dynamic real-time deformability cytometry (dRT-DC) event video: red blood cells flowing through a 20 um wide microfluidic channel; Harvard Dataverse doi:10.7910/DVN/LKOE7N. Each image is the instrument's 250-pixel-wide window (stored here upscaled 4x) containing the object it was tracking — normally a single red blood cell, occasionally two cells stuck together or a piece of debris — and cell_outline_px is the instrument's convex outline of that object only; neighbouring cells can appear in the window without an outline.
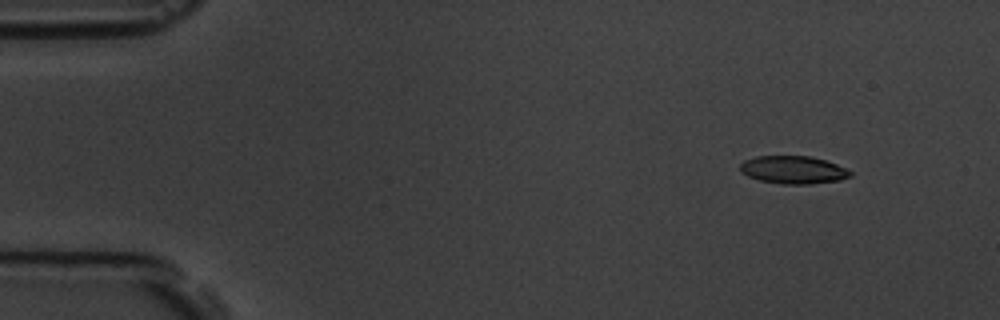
{"species": "common noctule bat (a hibernating species)", "species_latin": "Nyctalus noctula", "temperature_condition": "room temperature", "stored_images_in_passage": 4, "camera_frame_rate_fps": 3000, "um_per_image_px": 0.085, "animal": {"sex": "male", "body_mass_g": 19.5, "forearm_length_mm": 54.6}, "frame": {"image": 1, "passage_image": 1, "time_ms": 0.0, "image_size_px": [1000, 320], "cell_outline_px": [[852, 176], [840, 180], [812, 184], [780, 184], [760, 180], [748, 176], [740, 172], [740, 164], [744, 160], [756, 156], [812, 156], [836, 164], [852, 172]], "centroid_in_image_um": [67.41, 14.44], "position_along_channel_um": 17.6, "area_um2": 17.92}}
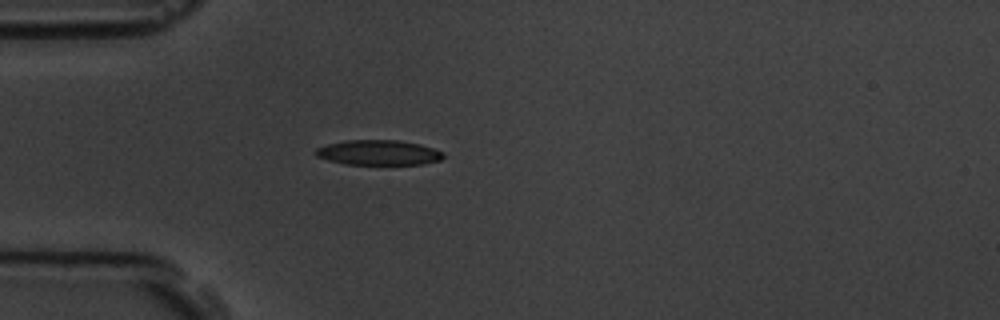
{"frame": {"image": 2, "passage_image": 4, "time_ms": 3.333, "image_size_px": [1000, 320], "cell_outline_px": [[444, 156], [440, 160], [424, 164], [344, 164], [328, 160], [316, 156], [312, 152], [316, 148], [328, 144], [344, 140], [400, 140], [420, 144], [444, 152]], "centroid_in_image_um": [32.15, 12.96], "position_along_channel_um": 52.8, "area_um2": 18.73}}